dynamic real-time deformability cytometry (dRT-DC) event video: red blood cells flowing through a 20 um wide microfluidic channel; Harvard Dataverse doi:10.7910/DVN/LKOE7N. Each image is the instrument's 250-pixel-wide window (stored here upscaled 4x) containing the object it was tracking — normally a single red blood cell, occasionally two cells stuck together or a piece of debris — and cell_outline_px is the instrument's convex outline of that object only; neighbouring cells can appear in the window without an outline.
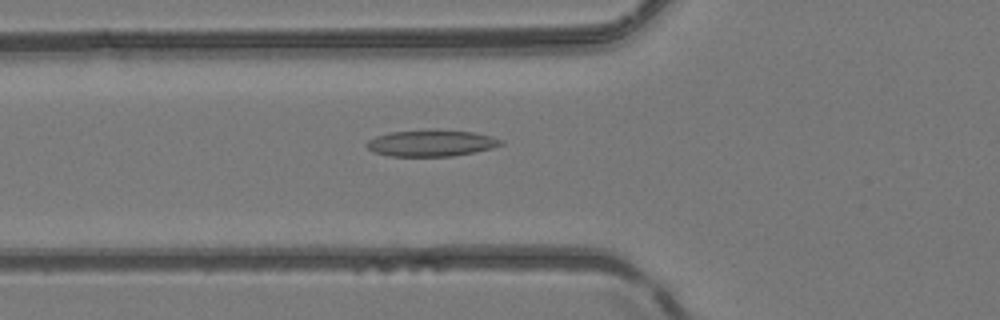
{"species": "common noctule bat (a hibernating species)", "species_latin": "Nyctalus noctula", "temperature_condition": "room temperature", "stored_images_in_passage": 51, "camera_frame_rate_fps": 3000, "um_per_image_px": 0.085, "animal": {"sex": "female", "body_mass_g": 24.6, "forearm_length_mm": 56.2}, "frame": {"image": 1, "passage_image": 19, "time_ms": 6.0, "image_size_px": [1000, 320], "cell_outline_px": [[504, 144], [492, 148], [452, 156], [388, 156], [372, 152], [364, 144], [368, 140], [376, 136], [388, 132], [432, 128], [472, 132], [492, 136], [504, 140]], "centroid_in_image_um": [36.63, 12.14], "position_along_channel_um": 89.2, "area_um2": 21.15}}
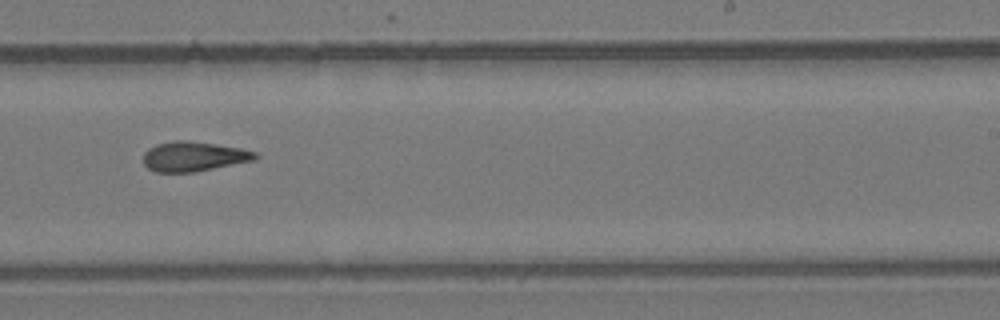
{"frame": {"image": 2, "passage_image": 32, "time_ms": 10.333, "image_size_px": [1000, 320], "cell_outline_px": [[260, 156], [256, 160], [196, 172], [156, 172], [148, 168], [144, 164], [144, 152], [148, 148], [156, 144], [172, 140], [188, 140], [216, 144], [240, 148], [256, 152]], "centroid_in_image_um": [16.48, 13.29], "position_along_channel_um": 272.5, "area_um2": 19.65}}
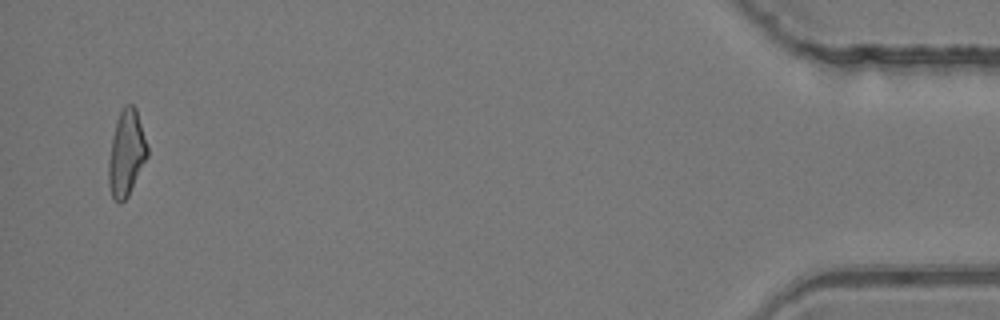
{"frame": {"image": 3, "passage_image": 49, "time_ms": 16.0, "image_size_px": [1000, 320], "cell_outline_px": [[148, 156], [128, 196], [120, 204], [112, 196], [108, 184], [108, 160], [112, 136], [116, 120], [124, 104], [132, 104], [136, 108], [148, 144]], "centroid_in_image_um": [10.74, 13.0], "position_along_channel_um": 424.5, "area_um2": 19.59}}